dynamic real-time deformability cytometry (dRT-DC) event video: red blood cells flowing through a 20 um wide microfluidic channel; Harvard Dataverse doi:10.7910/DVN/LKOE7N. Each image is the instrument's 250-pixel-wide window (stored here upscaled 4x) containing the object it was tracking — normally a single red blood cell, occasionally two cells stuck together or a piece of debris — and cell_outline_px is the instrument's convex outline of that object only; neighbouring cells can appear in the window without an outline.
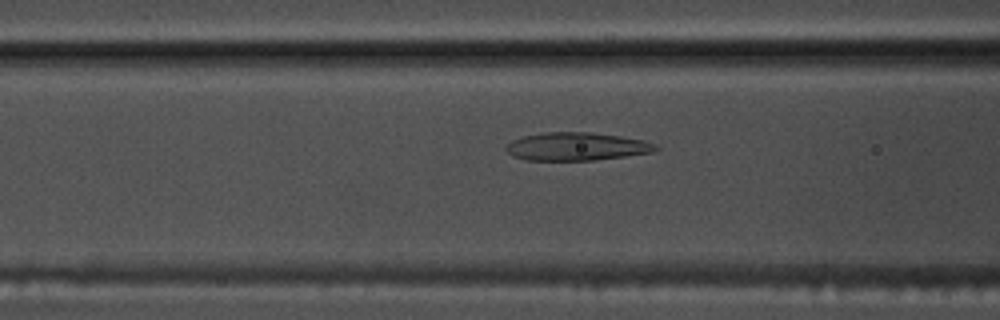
{"species": "common noctule bat (a hibernating species)", "species_latin": "Nyctalus noctula", "temperature_condition": "warm", "stored_images_in_passage": 39, "camera_frame_rate_fps": 3000, "um_per_image_px": 0.085, "animal": {"sex": "male", "body_mass_g": 17.5, "forearm_length_mm": 52.3}, "frame": {"image": 1, "passage_image": 7, "time_ms": 2.0, "image_size_px": [1000, 320], "cell_outline_px": [[660, 148], [652, 152], [624, 156], [592, 160], [528, 160], [512, 156], [504, 148], [512, 140], [524, 136], [544, 132], [592, 132], [620, 136], [644, 140], [656, 144]], "centroid_in_image_um": [49.01, 12.45], "position_along_channel_um": 117.6, "area_um2": 24.39}}
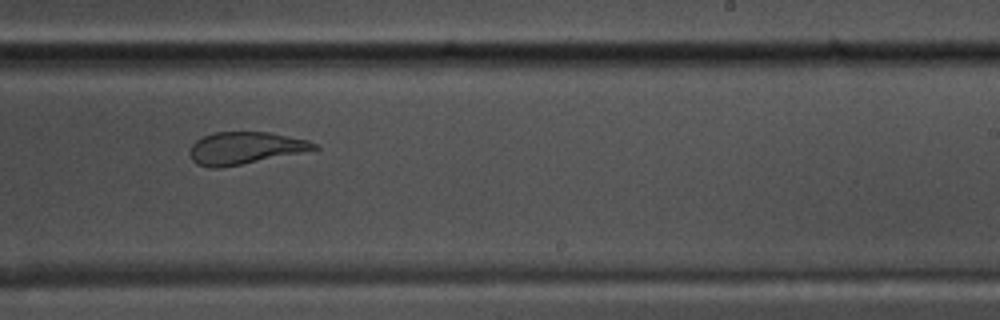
{"frame": {"image": 2, "passage_image": 19, "time_ms": 6.0, "image_size_px": [1000, 320], "cell_outline_px": [[320, 148], [220, 168], [212, 168], [196, 164], [192, 160], [188, 152], [192, 144], [196, 140], [212, 132], [268, 132], [308, 140], [316, 144]], "centroid_in_image_um": [20.75, 12.57], "position_along_channel_um": 268.2, "area_um2": 23.0}}
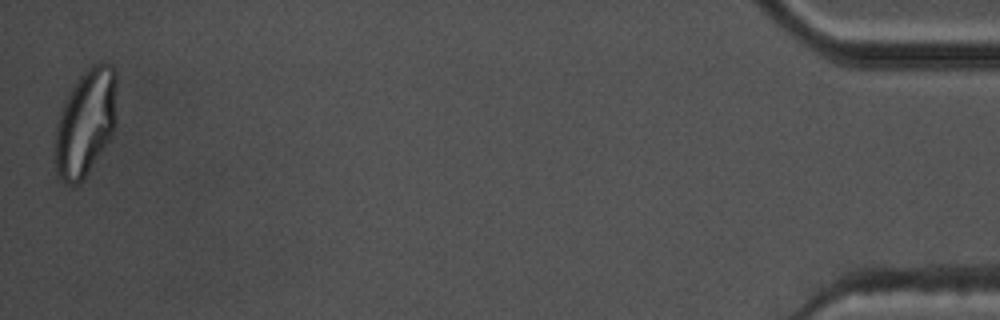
{"frame": {"image": 3, "passage_image": 39, "time_ms": 12.667, "image_size_px": [1000, 320], "cell_outline_px": [[116, 124], [108, 140], [80, 184], [72, 184], [56, 176], [56, 128], [64, 104], [72, 88], [80, 76], [92, 64], [100, 60], [104, 60], [112, 64], [116, 72]], "centroid_in_image_um": [7.32, 10.36], "position_along_channel_um": 427.9, "area_um2": 37.92}, "authors_computed_cell_mechanics": {"area_um2": 25.2008, "velocity_mm_per_s": 3.7794, "shape_relaxation_time_tau1_ms": null, "shape_relaxation_time_tau2_ms": 1.4909, "deformation_change_tau1": null, "deformation_change_tau2": 0.0893}}